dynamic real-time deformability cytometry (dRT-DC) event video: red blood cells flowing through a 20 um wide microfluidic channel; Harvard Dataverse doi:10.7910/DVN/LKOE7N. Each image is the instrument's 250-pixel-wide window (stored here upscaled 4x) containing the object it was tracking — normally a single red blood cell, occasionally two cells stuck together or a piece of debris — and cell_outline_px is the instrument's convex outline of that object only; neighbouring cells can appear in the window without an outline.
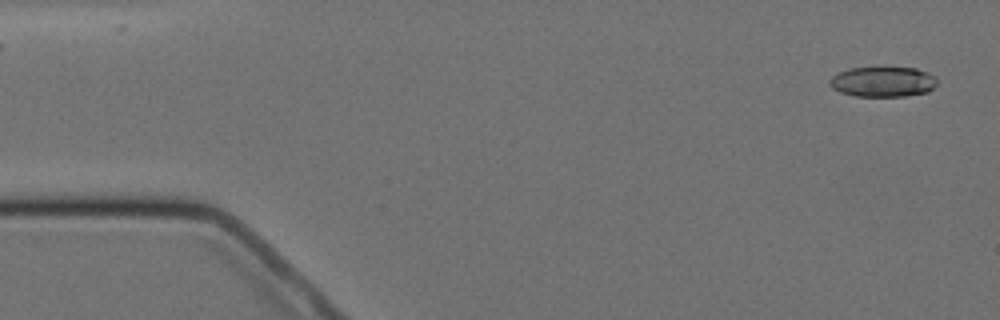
{"species": "Egyptian fruit bat (a non-hibernating species)", "species_latin": "Rousettus aegyptiacus", "temperature_condition": "cold", "stored_images_in_passage": 4, "camera_frame_rate_fps": 3000, "um_per_image_px": 0.085, "animal": {"sex": "female"}, "frame": {"image": 1, "passage_image": 1, "time_ms": 0.0, "image_size_px": [1000, 320], "cell_outline_px": [[936, 84], [928, 92], [904, 96], [856, 96], [840, 92], [832, 88], [828, 84], [828, 80], [836, 72], [848, 68], [916, 68], [928, 72], [936, 76]], "centroid_in_image_um": [75.01, 6.95], "position_along_channel_um": 10.0, "area_um2": 19.02}}
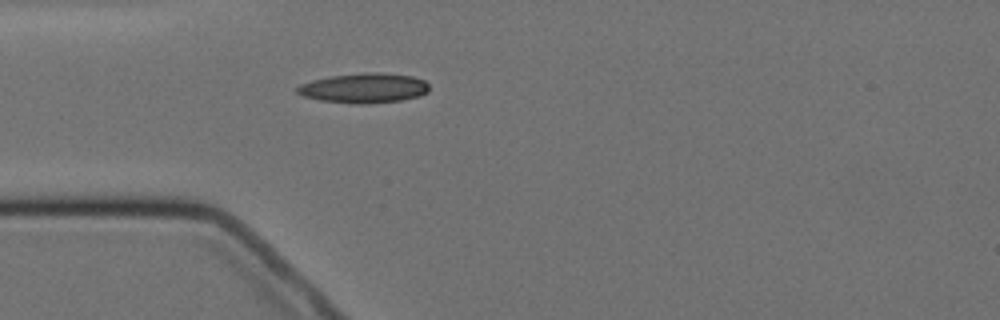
{"frame": {"image": 2, "passage_image": 4, "time_ms": 4.333, "image_size_px": [1000, 320], "cell_outline_px": [[428, 92], [420, 96], [400, 100], [368, 104], [360, 104], [320, 100], [304, 96], [296, 92], [296, 88], [300, 84], [312, 80], [332, 76], [364, 72], [376, 72], [412, 76], [424, 80], [428, 84]], "centroid_in_image_um": [30.95, 7.48], "position_along_channel_um": 54.1, "area_um2": 22.83}}